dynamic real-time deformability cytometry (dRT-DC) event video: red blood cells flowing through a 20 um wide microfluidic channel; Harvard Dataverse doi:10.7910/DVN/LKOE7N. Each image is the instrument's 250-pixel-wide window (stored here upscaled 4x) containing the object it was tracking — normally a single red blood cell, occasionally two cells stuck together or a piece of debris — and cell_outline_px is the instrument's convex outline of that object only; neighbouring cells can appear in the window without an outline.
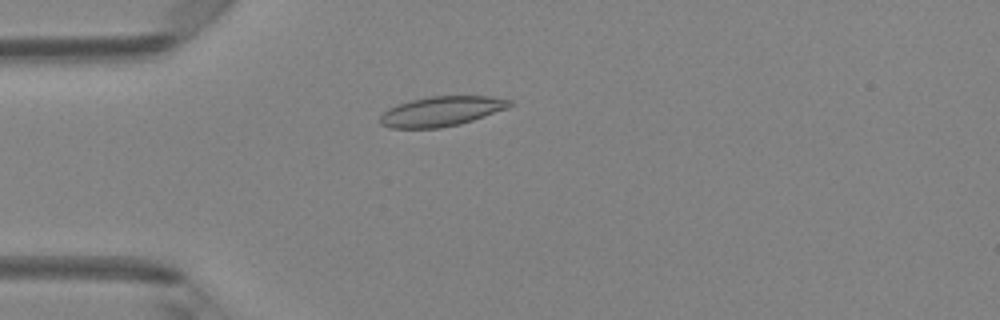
{"species": "Egyptian fruit bat (a non-hibernating species)", "species_latin": "Rousettus aegyptiacus", "temperature_condition": "room temperature", "stored_images_in_passage": 48, "camera_frame_rate_fps": 3000, "um_per_image_px": 0.085, "animal": {"sex": "female"}, "frame": {"image": 1, "passage_image": 13, "time_ms": 4.0, "image_size_px": [1000, 320], "cell_outline_px": [[512, 104], [508, 108], [460, 124], [440, 128], [388, 128], [380, 124], [380, 116], [388, 108], [412, 100], [428, 96], [488, 96], [512, 100]], "centroid_in_image_um": [37.51, 9.46], "position_along_channel_um": 47.5, "area_um2": 22.43}}
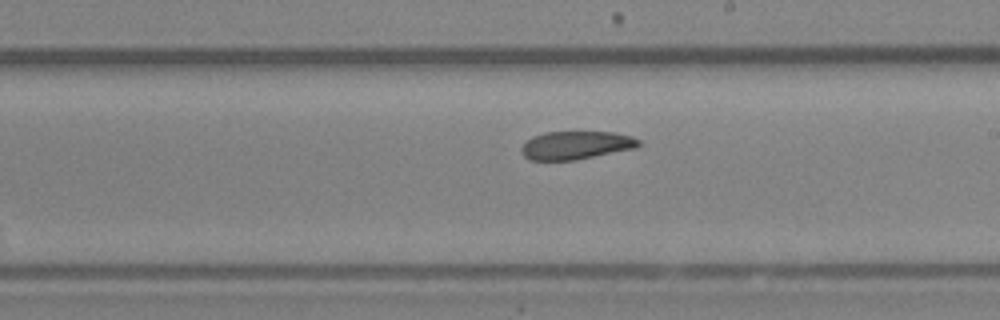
{"frame": {"image": 2, "passage_image": 28, "time_ms": 9.0, "image_size_px": [1000, 320], "cell_outline_px": [[640, 144], [636, 148], [576, 160], [528, 160], [520, 152], [520, 148], [532, 136], [544, 132], [616, 132], [632, 136], [640, 140]], "centroid_in_image_um": [48.96, 12.34], "position_along_channel_um": 240.0, "area_um2": 19.42}}
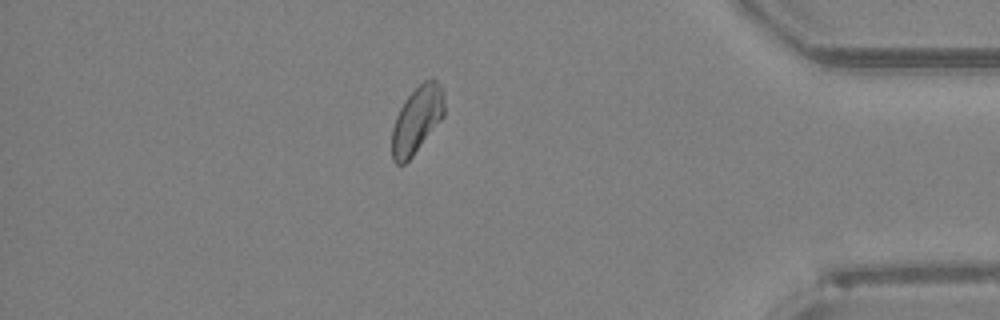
{"frame": {"image": 3, "passage_image": 42, "time_ms": 13.667, "image_size_px": [1000, 320], "cell_outline_px": [[444, 116], [412, 156], [404, 164], [396, 164], [392, 160], [392, 128], [396, 116], [404, 100], [424, 80], [432, 76], [440, 84], [444, 92]], "centroid_in_image_um": [35.44, 10.15], "position_along_channel_um": 399.8, "area_um2": 20.4}, "authors_computed_cell_mechanics": {"area_um2": 20.6924, "velocity_mm_per_s": 4.1741, "shape_relaxation_time_tau1_ms": 6.889, "shape_relaxation_time_tau2_ms": 3.4286, "deformation_change_tau1": 0.1547, "deformation_change_tau2": 0.0852}}